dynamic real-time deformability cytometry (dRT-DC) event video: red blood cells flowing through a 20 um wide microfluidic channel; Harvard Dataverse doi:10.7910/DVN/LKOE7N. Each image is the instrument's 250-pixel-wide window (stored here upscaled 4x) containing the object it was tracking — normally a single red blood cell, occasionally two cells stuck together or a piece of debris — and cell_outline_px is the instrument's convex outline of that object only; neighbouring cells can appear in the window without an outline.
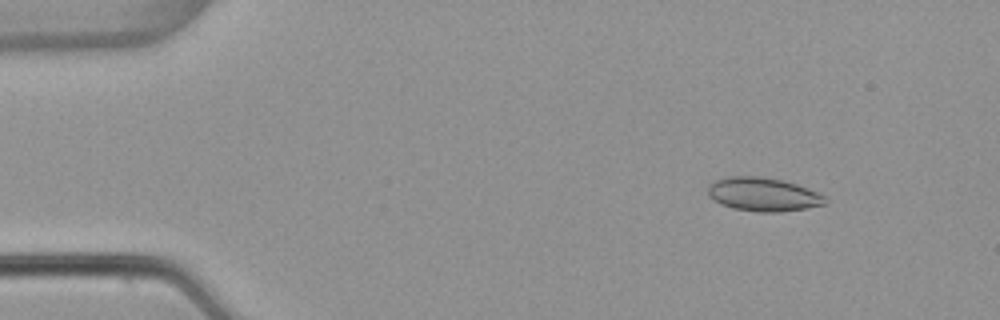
{"species": "common noctule bat (a hibernating species)", "species_latin": "Nyctalus noctula", "temperature_condition": "warm", "stored_images_in_passage": 52, "camera_frame_rate_fps": 3000, "um_per_image_px": 0.085, "animal": {"sex": "female", "body_mass_g": 22.7, "forearm_length_mm": 54.2}, "frame": {"image": 1, "passage_image": 6, "time_ms": 1.667, "image_size_px": [1000, 320], "cell_outline_px": [[828, 200], [824, 204], [808, 208], [780, 212], [756, 212], [732, 208], [720, 204], [708, 196], [708, 184], [716, 180], [732, 176], [756, 176], [784, 180], [808, 188], [824, 196]], "centroid_in_image_um": [64.86, 16.53], "position_along_channel_um": 20.1, "area_um2": 23.06}}
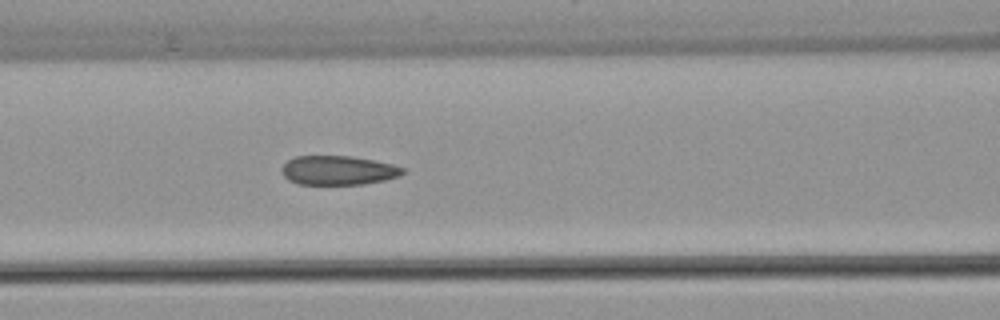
{"frame": {"image": 2, "passage_image": 22, "time_ms": 7.0, "image_size_px": [1000, 320], "cell_outline_px": [[404, 172], [400, 176], [384, 180], [364, 184], [300, 184], [288, 180], [280, 172], [280, 168], [288, 160], [296, 156], [352, 156], [376, 160], [392, 164], [404, 168]], "centroid_in_image_um": [28.73, 14.47], "position_along_channel_um": 137.9, "area_um2": 20.69}}
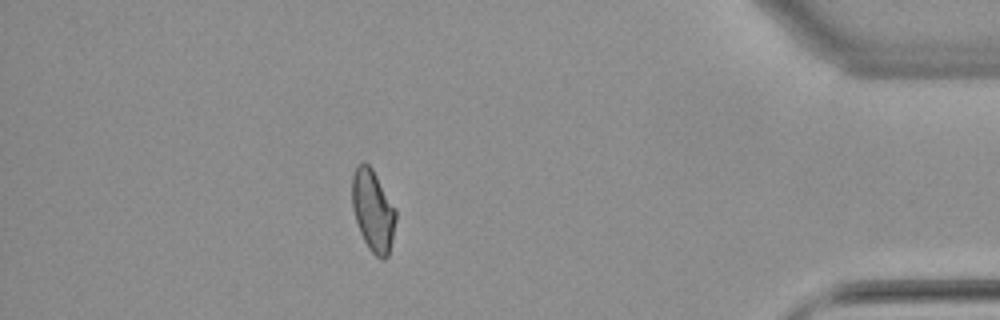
{"frame": {"image": 3, "passage_image": 46, "time_ms": 15.0, "image_size_px": [1000, 320], "cell_outline_px": [[396, 220], [392, 240], [388, 256], [384, 260], [380, 260], [368, 248], [360, 232], [352, 208], [352, 176], [356, 164], [364, 160], [372, 168], [396, 208]], "centroid_in_image_um": [31.7, 17.88], "position_along_channel_um": 403.5, "area_um2": 21.04}, "authors_computed_cell_mechanics": {"area_um2": 21.386, "velocity_mm_per_s": 3.8892, "shape_relaxation_time_tau1_ms": null, "shape_relaxation_time_tau2_ms": 1.8621, "deformation_change_tau1": null, "deformation_change_tau2": 0.0807}}